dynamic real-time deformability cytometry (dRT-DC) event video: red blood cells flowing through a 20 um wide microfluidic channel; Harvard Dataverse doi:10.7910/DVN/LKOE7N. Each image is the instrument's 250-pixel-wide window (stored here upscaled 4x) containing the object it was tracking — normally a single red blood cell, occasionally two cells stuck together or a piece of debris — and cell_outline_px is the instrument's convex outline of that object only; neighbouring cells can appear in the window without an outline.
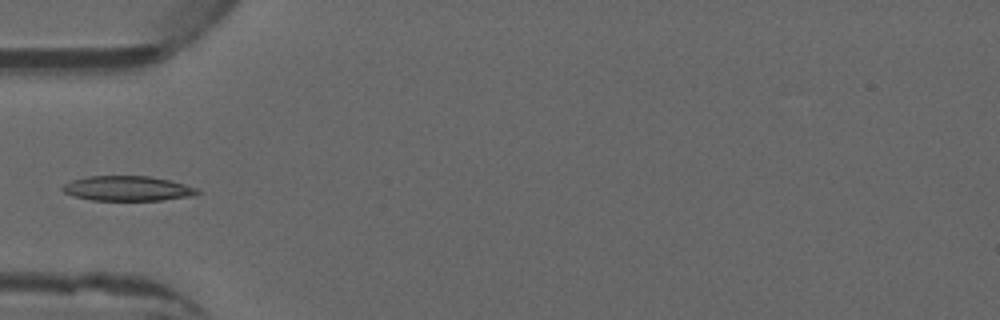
{"species": "common noctule bat (a hibernating species)", "species_latin": "Nyctalus noctula", "temperature_condition": "warm", "stored_images_in_passage": 4, "camera_frame_rate_fps": 3000, "um_per_image_px": 0.085, "animal": {"sex": "male", "forearm_length_mm": 52.5}, "frame": {"image": 1, "passage_image": 4, "time_ms": 1.0, "image_size_px": [1000, 320], "cell_outline_px": [[200, 192], [196, 196], [160, 200], [92, 200], [76, 196], [64, 192], [60, 188], [64, 184], [72, 180], [88, 176], [148, 176], [168, 180], [184, 184], [196, 188]], "centroid_in_image_um": [10.85, 16.02], "position_along_channel_um": 74.1, "area_um2": 19.42}}